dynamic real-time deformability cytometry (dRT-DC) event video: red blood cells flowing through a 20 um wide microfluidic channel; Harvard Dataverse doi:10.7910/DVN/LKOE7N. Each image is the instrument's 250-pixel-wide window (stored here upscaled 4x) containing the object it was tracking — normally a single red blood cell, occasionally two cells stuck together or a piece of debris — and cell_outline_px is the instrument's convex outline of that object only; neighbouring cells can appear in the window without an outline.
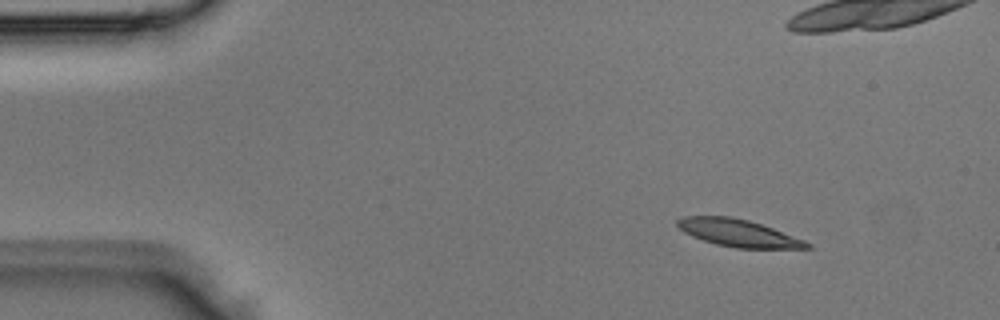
{"species": "Egyptian fruit bat (a non-hibernating species)", "species_latin": "Rousettus aegyptiacus", "temperature_condition": "room temperature", "stored_images_in_passage": 2, "camera_frame_rate_fps": 3000, "um_per_image_px": 0.085, "animal": {"sex": "male"}, "frame": {"image": 1, "passage_image": 2, "time_ms": 0.333, "image_size_px": [1000, 320], "cell_outline_px": [[812, 248], [736, 248], [716, 244], [692, 236], [684, 232], [676, 224], [676, 220], [684, 216], [732, 216], [748, 220], [772, 228], [804, 240], [812, 244]], "centroid_in_image_um": [62.74, 19.8], "position_along_channel_um": 22.3, "area_um2": 20.4}}